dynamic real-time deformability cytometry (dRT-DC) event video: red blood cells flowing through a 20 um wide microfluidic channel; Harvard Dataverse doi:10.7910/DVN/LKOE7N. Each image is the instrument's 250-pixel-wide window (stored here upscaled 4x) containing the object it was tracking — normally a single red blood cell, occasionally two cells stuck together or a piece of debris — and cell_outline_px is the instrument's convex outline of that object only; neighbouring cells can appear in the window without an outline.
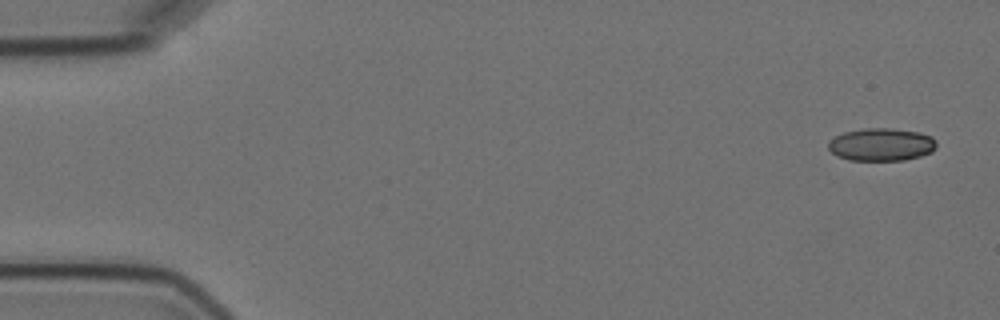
{"species": "Egyptian fruit bat (a non-hibernating species)", "species_latin": "Rousettus aegyptiacus", "temperature_condition": "cold", "stored_images_in_passage": 5, "camera_frame_rate_fps": 3000, "um_per_image_px": 0.085, "animal": {"sex": "female"}, "frame": {"image": 1, "passage_image": 1, "time_ms": 0.0, "image_size_px": [1000, 320], "cell_outline_px": [[936, 148], [932, 152], [920, 156], [904, 160], [848, 160], [836, 156], [828, 148], [828, 140], [844, 132], [864, 128], [892, 128], [920, 132], [932, 136], [936, 140]], "centroid_in_image_um": [74.92, 12.28], "position_along_channel_um": 10.1, "area_um2": 20.87}}
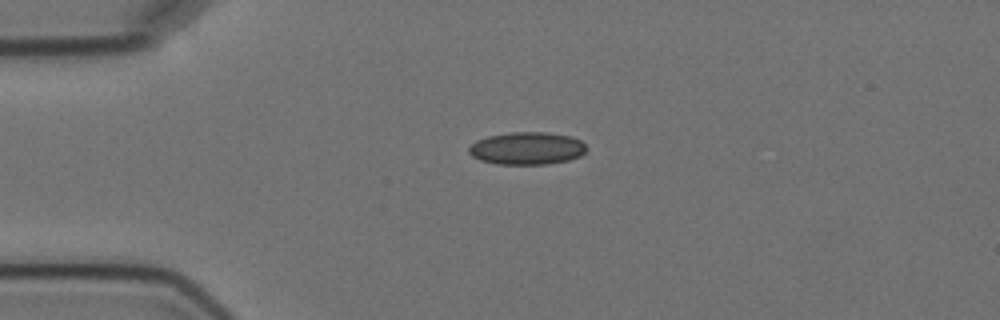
{"frame": {"image": 2, "passage_image": 4, "time_ms": 3.667, "image_size_px": [1000, 320], "cell_outline_px": [[584, 152], [580, 156], [568, 160], [548, 164], [496, 164], [480, 160], [472, 156], [468, 152], [468, 148], [476, 140], [488, 136], [512, 132], [544, 132], [572, 136], [580, 140], [584, 144]], "centroid_in_image_um": [44.76, 12.61], "position_along_channel_um": 40.2, "area_um2": 22.25}}